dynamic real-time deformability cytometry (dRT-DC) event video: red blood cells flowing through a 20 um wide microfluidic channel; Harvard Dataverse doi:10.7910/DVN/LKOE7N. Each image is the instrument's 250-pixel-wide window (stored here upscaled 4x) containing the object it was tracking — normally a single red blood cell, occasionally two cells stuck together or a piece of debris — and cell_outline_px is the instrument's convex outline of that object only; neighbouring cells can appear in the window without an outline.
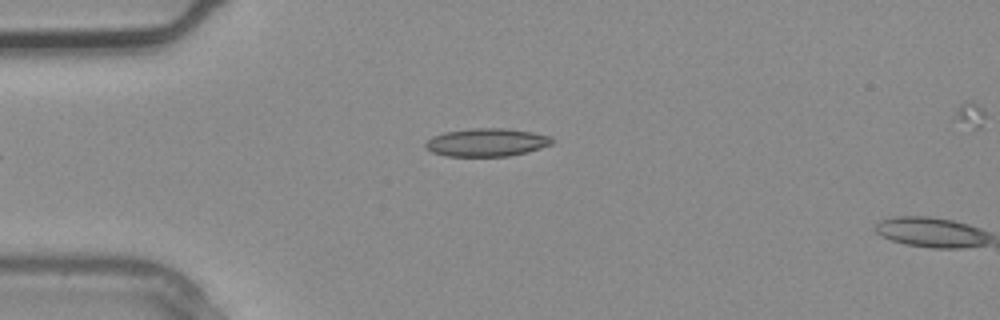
{"species": "common noctule bat (a hibernating species)", "species_latin": "Nyctalus noctula", "temperature_condition": "warm", "stored_images_in_passage": 3, "camera_frame_rate_fps": 3000, "um_per_image_px": 0.085, "animal": {"sex": "male", "body_mass_g": 20.4}, "frame": {"image": 1, "passage_image": 3, "time_ms": 0.667, "image_size_px": [1000, 320], "cell_outline_px": [[556, 140], [552, 144], [528, 152], [508, 156], [444, 156], [432, 152], [424, 148], [424, 144], [432, 136], [444, 132], [472, 128], [508, 128], [532, 132], [552, 136]], "centroid_in_image_um": [41.38, 12.1], "position_along_channel_um": 43.6, "area_um2": 20.98}}